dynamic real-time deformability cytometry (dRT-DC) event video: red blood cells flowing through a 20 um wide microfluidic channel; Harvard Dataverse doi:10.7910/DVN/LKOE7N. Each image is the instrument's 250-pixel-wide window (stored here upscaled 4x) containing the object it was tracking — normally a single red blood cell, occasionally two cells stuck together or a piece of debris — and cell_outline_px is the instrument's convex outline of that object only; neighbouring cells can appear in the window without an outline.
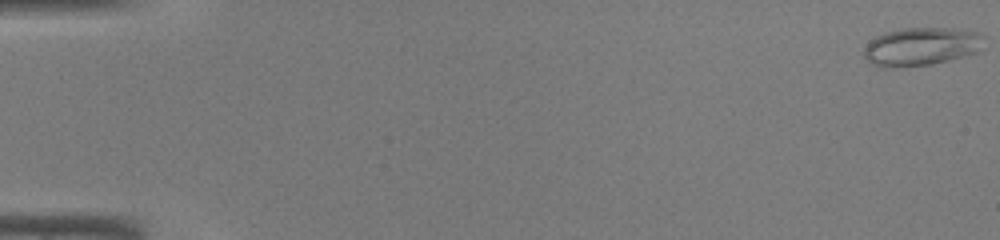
{"species": "common noctule bat (a hibernating species)", "species_latin": "Nyctalus noctula", "temperature_condition": "warm", "stored_images_in_passage": 46, "camera_frame_rate_fps": 3000, "um_per_image_px": 0.085, "animal": {"sex": "male", "body_mass_g": 19.0, "forearm_length_mm": 50.8}, "frame": {"image": 1, "passage_image": 1, "time_ms": 0.0, "image_size_px": [1000, 240], "cell_outline_px": [[984, 36], [980, 52], [932, 64], [900, 68], [880, 68], [872, 64], [864, 56], [864, 48], [868, 40], [884, 32], [904, 28], [952, 28], [980, 32]], "centroid_in_image_um": [78.28, 3.96], "position_along_channel_um": 6.7, "area_um2": 27.22}}
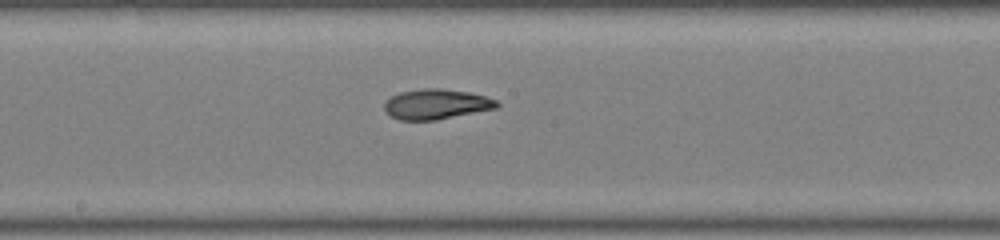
{"frame": {"image": 2, "passage_image": 26, "time_ms": 8.333, "image_size_px": [1000, 240], "cell_outline_px": [[500, 104], [496, 108], [436, 120], [400, 120], [384, 112], [384, 104], [392, 96], [400, 92], [424, 88], [440, 88], [468, 92], [484, 96], [496, 100]], "centroid_in_image_um": [37.06, 8.85], "position_along_channel_um": 211.1, "area_um2": 19.59}}
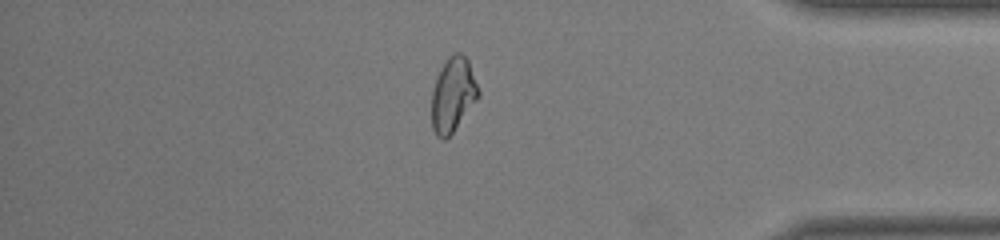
{"frame": {"image": 3, "passage_image": 40, "time_ms": 13.0, "image_size_px": [1000, 240], "cell_outline_px": [[480, 96], [452, 132], [444, 140], [440, 140], [436, 136], [432, 128], [432, 92], [436, 76], [444, 60], [452, 52], [460, 52], [468, 60], [480, 92]], "centroid_in_image_um": [38.48, 8.02], "position_along_channel_um": 396.7, "area_um2": 20.35}}